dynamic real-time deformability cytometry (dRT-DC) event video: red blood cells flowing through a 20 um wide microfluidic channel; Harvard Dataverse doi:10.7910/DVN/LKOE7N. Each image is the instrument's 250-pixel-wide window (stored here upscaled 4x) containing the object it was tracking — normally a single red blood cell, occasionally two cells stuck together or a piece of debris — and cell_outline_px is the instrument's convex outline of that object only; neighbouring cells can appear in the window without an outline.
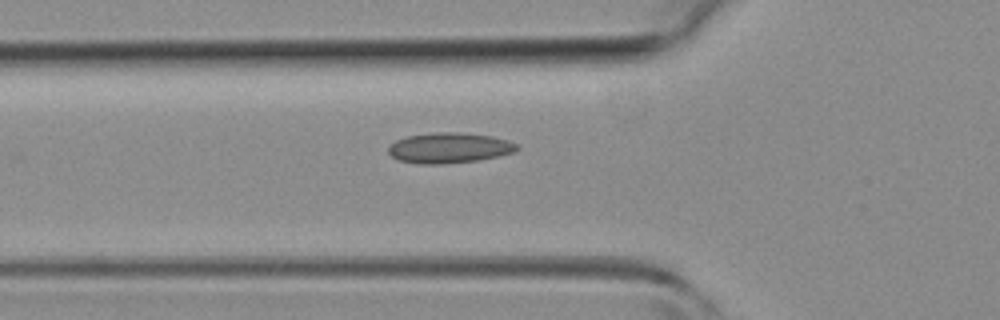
{"species": "common noctule bat (a hibernating species)", "species_latin": "Nyctalus noctula", "temperature_condition": "room temperature", "stored_images_in_passage": 37, "camera_frame_rate_fps": 3000, "um_per_image_px": 0.085, "animal": {"sex": "female", "body_mass_g": 19.3, "forearm_length_mm": 54.1}, "frame": {"image": 1, "passage_image": 10, "time_ms": 3.0, "image_size_px": [1000, 320], "cell_outline_px": [[520, 148], [512, 152], [500, 156], [480, 160], [440, 164], [416, 164], [400, 160], [392, 156], [388, 152], [388, 148], [396, 140], [408, 136], [440, 132], [456, 132], [492, 136], [508, 140], [516, 144]], "centroid_in_image_um": [38.2, 12.58], "position_along_channel_um": 87.6, "area_um2": 22.66}}
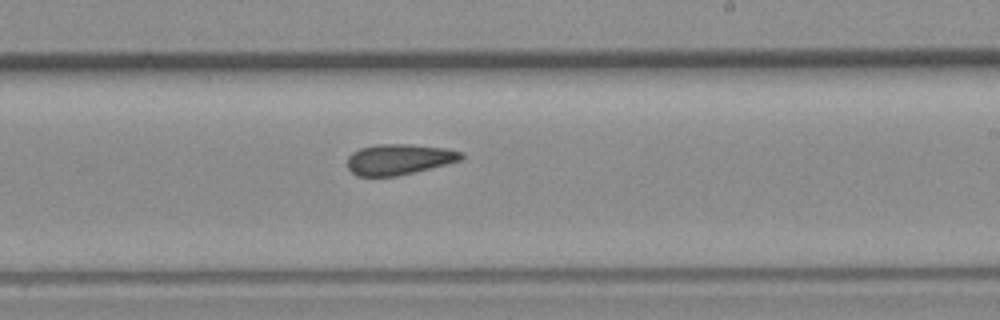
{"frame": {"image": 2, "passage_image": 21, "time_ms": 6.667, "image_size_px": [1000, 320], "cell_outline_px": [[464, 156], [460, 160], [396, 176], [356, 176], [348, 168], [348, 156], [352, 152], [360, 148], [380, 144], [408, 144], [444, 148], [464, 152]], "centroid_in_image_um": [33.88, 13.53], "position_along_channel_um": 255.1, "area_um2": 20.06}}
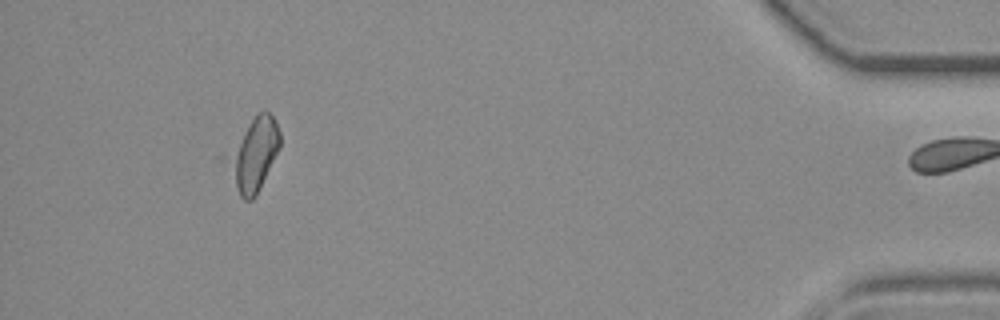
{"frame": {"image": 3, "passage_image": 36, "time_ms": 11.667, "image_size_px": [1000, 320], "cell_outline_px": [[280, 148], [256, 196], [252, 200], [244, 200], [240, 196], [216, 160], [216, 156], [256, 112], [264, 108], [276, 120], [280, 132]], "centroid_in_image_um": [21.34, 13.1], "position_along_channel_um": 413.9, "area_um2": 25.09}}